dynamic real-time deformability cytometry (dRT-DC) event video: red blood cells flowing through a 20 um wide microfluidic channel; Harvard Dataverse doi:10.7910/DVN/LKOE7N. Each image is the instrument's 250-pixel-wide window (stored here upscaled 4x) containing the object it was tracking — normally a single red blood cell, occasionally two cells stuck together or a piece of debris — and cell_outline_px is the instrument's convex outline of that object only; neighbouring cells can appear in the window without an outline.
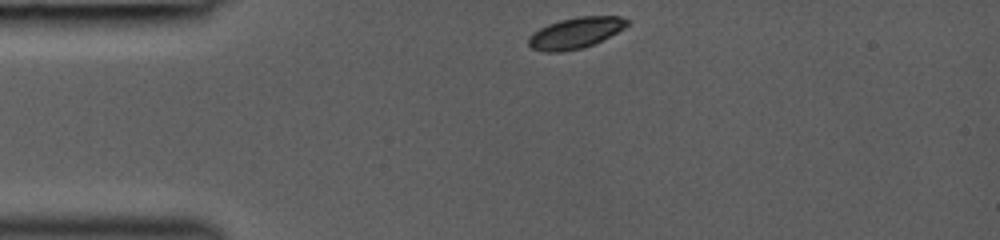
{"species": "common noctule bat (a hibernating species)", "species_latin": "Nyctalus noctula", "temperature_condition": "room temperature", "stored_images_in_passage": 8, "camera_frame_rate_fps": 3000, "um_per_image_px": 0.085, "animal": {"sex": "female", "body_mass_g": 19.0, "forearm_length_mm": 53.3}, "frame": {"image": 1, "passage_image": 1, "time_ms": 0.0, "image_size_px": [1000, 240], "cell_outline_px": [[632, 20], [624, 28], [592, 44], [580, 48], [560, 52], [544, 52], [532, 48], [528, 44], [528, 36], [532, 32], [548, 24], [560, 20], [580, 16], [620, 16]], "centroid_in_image_um": [48.89, 2.78], "position_along_channel_um": 36.1, "area_um2": 17.69}}